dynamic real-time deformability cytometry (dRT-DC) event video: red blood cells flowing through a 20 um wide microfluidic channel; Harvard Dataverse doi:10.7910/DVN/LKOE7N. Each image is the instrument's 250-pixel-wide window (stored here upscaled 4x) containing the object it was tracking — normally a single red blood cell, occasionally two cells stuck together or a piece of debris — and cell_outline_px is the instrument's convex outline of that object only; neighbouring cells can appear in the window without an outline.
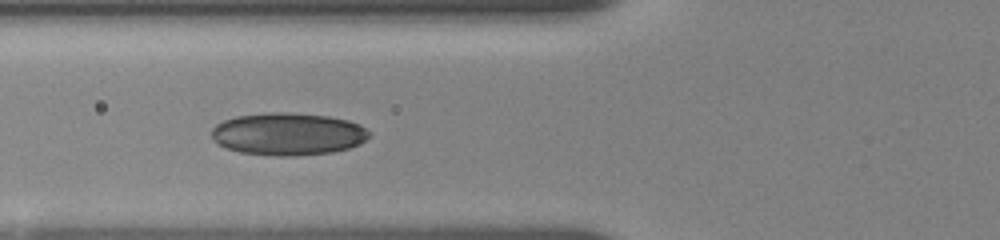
{"species": "human", "species_latin": "Homo sapiens", "temperature_condition": "room temperature", "stored_images_in_passage": 21, "camera_frame_rate_fps": 3000, "um_per_image_px": 0.085, "donor": {"sex": "female"}, "frame": {"image": 1, "passage_image": 5, "time_ms": 4.333, "image_size_px": [1000, 240], "cell_outline_px": [[368, 136], [360, 144], [348, 148], [332, 152], [296, 156], [276, 156], [240, 152], [216, 144], [212, 136], [212, 128], [216, 124], [224, 120], [236, 116], [268, 112], [284, 112], [328, 116], [348, 120], [360, 124], [368, 132]], "centroid_in_image_um": [24.45, 11.39], "position_along_channel_um": 101.3, "area_um2": 38.96}}
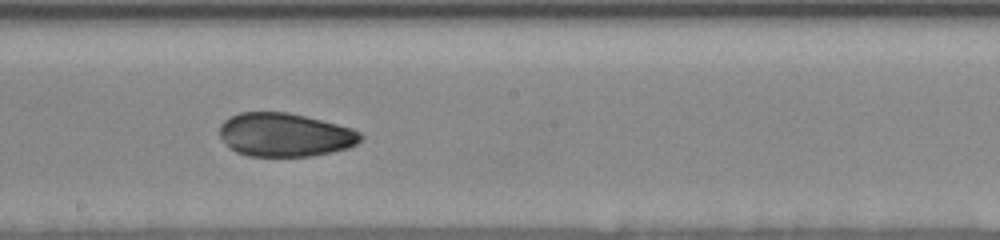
{"frame": {"image": 2, "passage_image": 10, "time_ms": 7.667, "image_size_px": [1000, 240], "cell_outline_px": [[364, 136], [356, 144], [348, 148], [332, 152], [312, 156], [248, 156], [236, 152], [228, 148], [220, 136], [220, 124], [228, 116], [240, 112], [288, 112], [352, 128], [360, 132]], "centroid_in_image_um": [24.19, 11.46], "position_along_channel_um": 224.0, "area_um2": 35.95}}
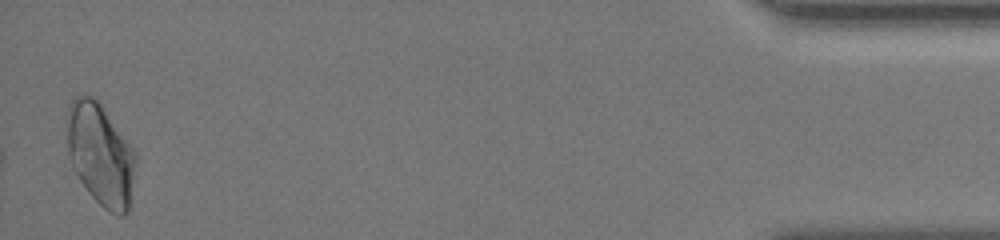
{"frame": {"image": 3, "passage_image": 21, "time_ms": 15.333, "image_size_px": [1000, 240], "cell_outline_px": [[136, 160], [128, 212], [124, 216], [120, 216], [108, 212], [88, 192], [80, 180], [72, 164], [68, 152], [64, 120], [68, 104], [76, 96], [92, 96], [100, 104], [132, 148], [136, 156]], "centroid_in_image_um": [8.49, 13.12], "position_along_channel_um": 426.7, "area_um2": 40.69}, "authors_computed_cell_mechanics": {"area_um2": 36.8186, "velocity_mm_per_s": 3.6652, "shape_relaxation_time_tau1_ms": null, "shape_relaxation_time_tau2_ms": 1.4434, "deformation_change_tau1": null, "deformation_change_tau2": 0.06}}